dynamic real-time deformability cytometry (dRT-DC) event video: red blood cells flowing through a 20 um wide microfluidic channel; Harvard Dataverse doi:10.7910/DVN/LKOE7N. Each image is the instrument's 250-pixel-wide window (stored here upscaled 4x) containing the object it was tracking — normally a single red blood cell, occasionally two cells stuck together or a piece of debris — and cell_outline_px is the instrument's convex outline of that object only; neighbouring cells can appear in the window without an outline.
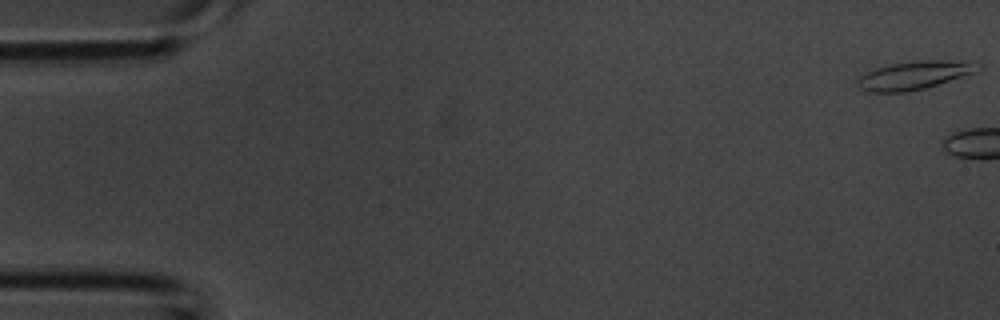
{"species": "common noctule bat (a hibernating species)", "species_latin": "Nyctalus noctula", "temperature_condition": "room temperature", "stored_images_in_passage": 5, "camera_frame_rate_fps": 3000, "um_per_image_px": 0.085, "animal": {"sex": "male", "body_mass_g": 20.1, "forearm_length_mm": 53.5}, "frame": {"image": 1, "passage_image": 1, "time_ms": 0.0, "image_size_px": [1000, 320], "cell_outline_px": [[976, 72], [924, 88], [904, 92], [864, 92], [856, 84], [856, 80], [860, 76], [876, 68], [892, 64], [912, 60], [940, 60], [968, 64]], "centroid_in_image_um": [77.48, 6.43], "position_along_channel_um": 7.5, "area_um2": 18.96}}